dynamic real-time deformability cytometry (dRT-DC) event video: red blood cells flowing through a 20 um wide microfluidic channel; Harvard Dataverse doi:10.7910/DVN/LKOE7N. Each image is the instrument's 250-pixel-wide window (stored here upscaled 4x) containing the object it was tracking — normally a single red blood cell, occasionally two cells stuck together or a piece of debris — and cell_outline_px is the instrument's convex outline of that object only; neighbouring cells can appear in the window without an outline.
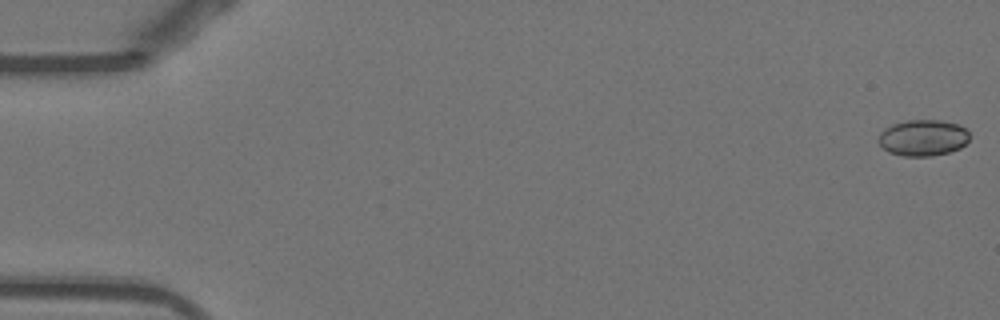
{"species": "Egyptian fruit bat (a non-hibernating species)", "species_latin": "Rousettus aegyptiacus", "temperature_condition": "warm", "stored_images_in_passage": 53, "camera_frame_rate_fps": 3000, "um_per_image_px": 0.085, "animal": {"sex": "female"}, "frame": {"image": 1, "passage_image": 1, "time_ms": 0.0, "image_size_px": [1000, 320], "cell_outline_px": [[968, 140], [960, 148], [948, 152], [932, 156], [900, 156], [888, 152], [880, 144], [880, 132], [884, 128], [892, 124], [908, 120], [940, 120], [956, 124], [964, 128], [968, 132]], "centroid_in_image_um": [78.43, 11.71], "position_along_channel_um": 6.6, "area_um2": 19.07}}
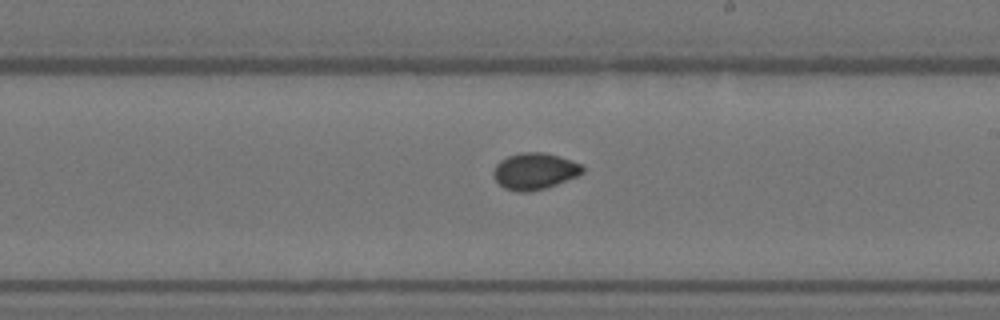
{"frame": {"image": 2, "passage_image": 31, "time_ms": 10.0, "image_size_px": [1000, 320], "cell_outline_px": [[584, 172], [576, 176], [556, 184], [544, 188], [524, 192], [516, 192], [504, 188], [496, 180], [492, 172], [496, 164], [500, 160], [508, 156], [520, 152], [544, 152], [580, 164], [584, 168]], "centroid_in_image_um": [45.4, 14.55], "position_along_channel_um": 243.6, "area_um2": 18.67}}
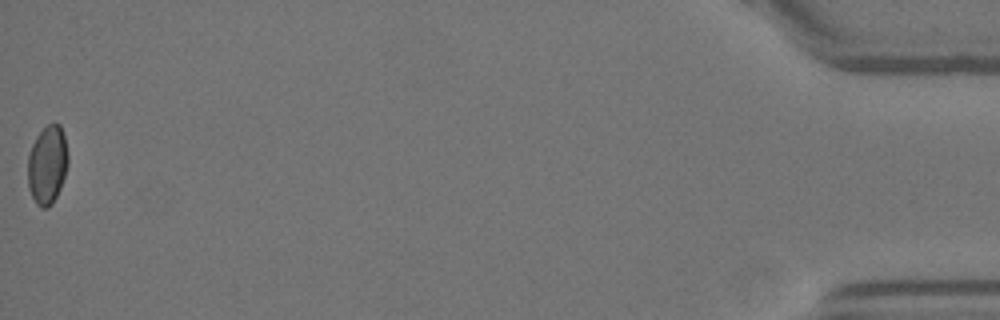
{"frame": {"image": 3, "passage_image": 53, "time_ms": 17.333, "image_size_px": [1000, 320], "cell_outline_px": [[68, 164], [60, 188], [52, 204], [48, 208], [40, 208], [36, 204], [28, 188], [28, 156], [32, 144], [36, 136], [48, 124], [60, 124], [64, 136], [68, 156]], "centroid_in_image_um": [4.01, 14.03], "position_along_channel_um": 431.2, "area_um2": 18.38}, "authors_computed_cell_mechanics": {"area_um2": 18.6116, "velocity_mm_per_s": 3.8936, "shape_relaxation_time_tau1_ms": null, "shape_relaxation_time_tau2_ms": 0.7521, "deformation_change_tau1": null, "deformation_change_tau2": 0.0324}}